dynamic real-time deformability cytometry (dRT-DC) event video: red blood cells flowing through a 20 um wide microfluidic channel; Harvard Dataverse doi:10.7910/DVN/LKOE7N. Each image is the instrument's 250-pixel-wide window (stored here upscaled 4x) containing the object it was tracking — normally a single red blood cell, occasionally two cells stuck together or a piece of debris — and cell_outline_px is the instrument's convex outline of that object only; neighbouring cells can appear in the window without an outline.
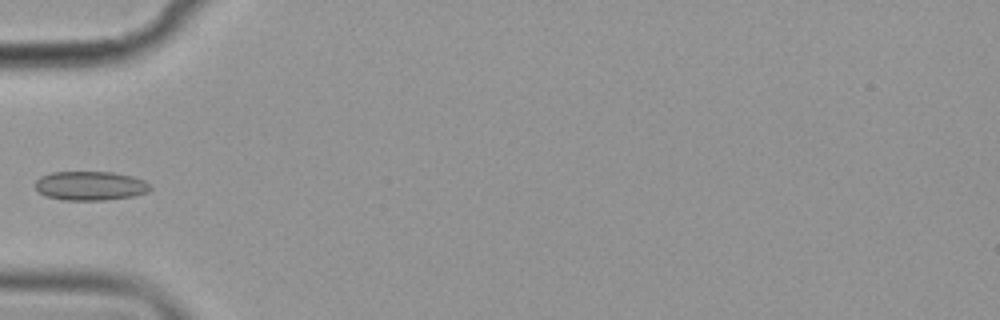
{"species": "common noctule bat (a hibernating species)", "species_latin": "Nyctalus noctula", "temperature_condition": "cold", "stored_images_in_passage": 5, "camera_frame_rate_fps": 3000, "um_per_image_px": 0.085, "animal": {"sex": "female", "body_mass_g": 19.9}, "frame": {"image": 1, "passage_image": 5, "time_ms": 4.667, "image_size_px": [1000, 320], "cell_outline_px": [[152, 188], [148, 192], [132, 196], [104, 200], [64, 200], [48, 196], [40, 192], [36, 188], [36, 180], [40, 176], [52, 172], [112, 172], [132, 176], [144, 180]], "centroid_in_image_um": [7.69, 15.78], "position_along_channel_um": 77.3, "area_um2": 19.36}}